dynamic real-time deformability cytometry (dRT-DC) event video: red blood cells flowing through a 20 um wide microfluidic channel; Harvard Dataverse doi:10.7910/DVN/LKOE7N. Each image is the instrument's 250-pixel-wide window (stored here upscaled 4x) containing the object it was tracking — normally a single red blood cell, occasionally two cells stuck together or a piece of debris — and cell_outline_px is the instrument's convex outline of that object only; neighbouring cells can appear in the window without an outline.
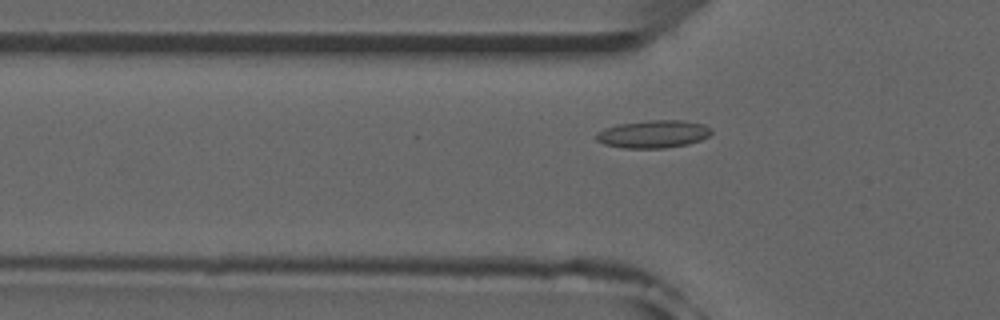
{"species": "common noctule bat (a hibernating species)", "species_latin": "Nyctalus noctula", "temperature_condition": "room temperature", "stored_images_in_passage": 52, "camera_frame_rate_fps": 3000, "um_per_image_px": 0.085, "animal": {"sex": "male", "forearm_length_mm": 52.5}, "frame": {"image": 1, "passage_image": 17, "time_ms": 5.333, "image_size_px": [1000, 320], "cell_outline_px": [[712, 132], [708, 136], [700, 140], [688, 144], [664, 148], [624, 148], [604, 144], [596, 140], [596, 132], [604, 128], [616, 124], [648, 120], [684, 120], [704, 124]], "centroid_in_image_um": [55.49, 11.39], "position_along_channel_um": 70.3, "area_um2": 18.67}}
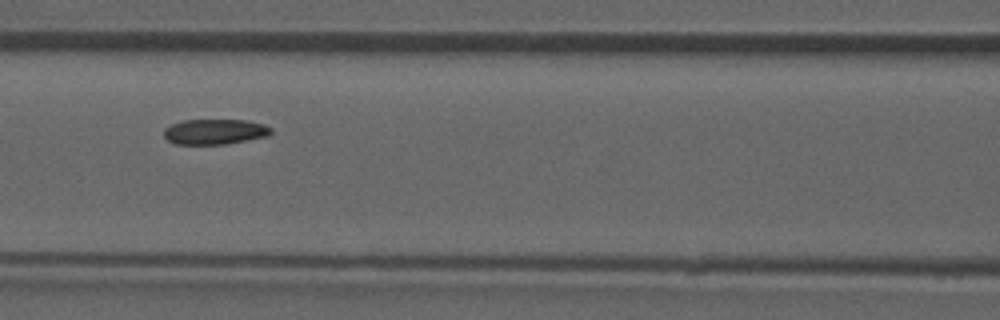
{"frame": {"image": 2, "passage_image": 23, "time_ms": 7.333, "image_size_px": [1000, 320], "cell_outline_px": [[272, 132], [268, 136], [224, 144], [176, 144], [168, 140], [164, 136], [164, 128], [172, 124], [184, 120], [244, 120], [264, 124], [272, 128]], "centroid_in_image_um": [18.26, 11.19], "position_along_channel_um": 148.3, "area_um2": 15.72}}
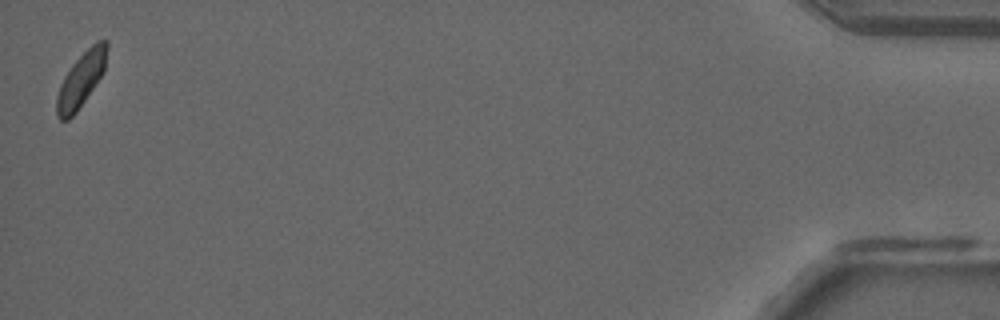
{"frame": {"image": 3, "passage_image": 52, "time_ms": 17.0, "image_size_px": [1000, 320], "cell_outline_px": [[108, 48], [104, 72], [76, 112], [68, 120], [60, 120], [56, 116], [56, 96], [60, 84], [64, 76], [72, 64], [96, 40], [108, 40]], "centroid_in_image_um": [6.89, 6.76], "position_along_channel_um": 428.3, "area_um2": 15.95}, "authors_computed_cell_mechanics": {"area_um2": 16.9065, "velocity_mm_per_s": 3.8877, "shape_relaxation_time_tau1_ms": 5.6092, "shape_relaxation_time_tau2_ms": 2.5982, "deformation_change_tau1": 0.1036, "deformation_change_tau2": 0.067}}